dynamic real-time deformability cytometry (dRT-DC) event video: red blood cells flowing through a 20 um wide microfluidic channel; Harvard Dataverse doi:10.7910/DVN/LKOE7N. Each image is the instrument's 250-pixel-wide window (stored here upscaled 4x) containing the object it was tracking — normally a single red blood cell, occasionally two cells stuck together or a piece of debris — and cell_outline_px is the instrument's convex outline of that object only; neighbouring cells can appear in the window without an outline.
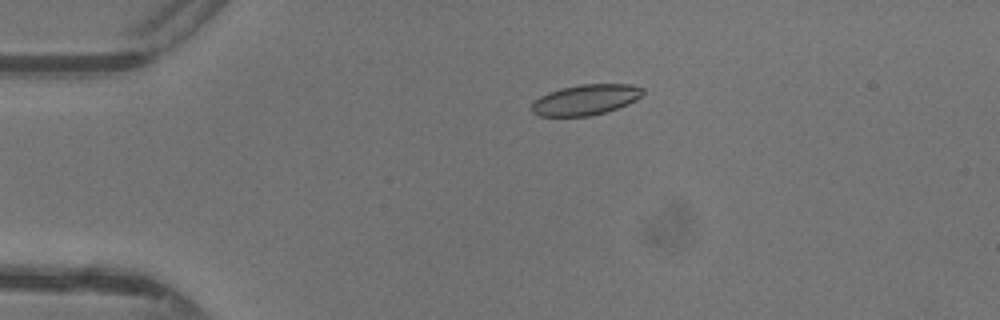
{"species": "common noctule bat (a hibernating species)", "species_latin": "Nyctalus noctula", "temperature_condition": "warm", "stored_images_in_passage": 38, "camera_frame_rate_fps": 3000, "um_per_image_px": 0.085, "animal": {"sex": "female"}, "frame": {"image": 1, "passage_image": 1, "time_ms": 0.0, "image_size_px": [1000, 320], "cell_outline_px": [[644, 92], [636, 100], [628, 104], [604, 112], [588, 116], [540, 116], [532, 112], [532, 104], [540, 96], [548, 92], [560, 88], [580, 84], [632, 84], [644, 88]], "centroid_in_image_um": [49.79, 8.46], "position_along_channel_um": 35.2, "area_um2": 19.71}}
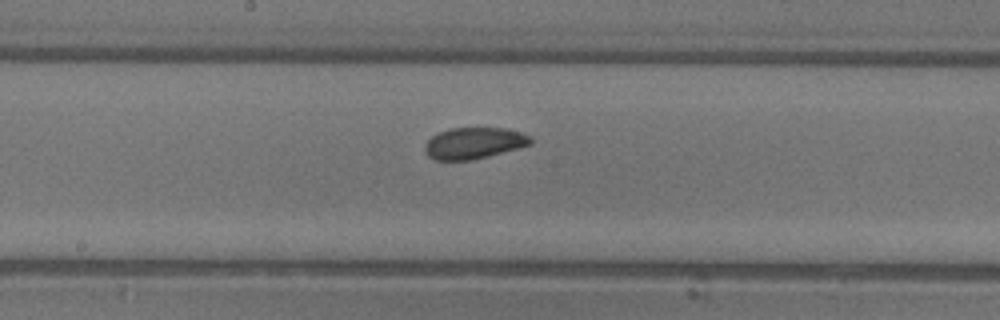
{"frame": {"image": 2, "passage_image": 16, "time_ms": 5.0, "image_size_px": [1000, 320], "cell_outline_px": [[532, 144], [520, 148], [472, 160], [436, 160], [428, 156], [424, 152], [424, 144], [432, 136], [448, 128], [504, 128], [520, 132], [532, 136]], "centroid_in_image_um": [40.29, 12.17], "position_along_channel_um": 207.9, "area_um2": 19.48}}
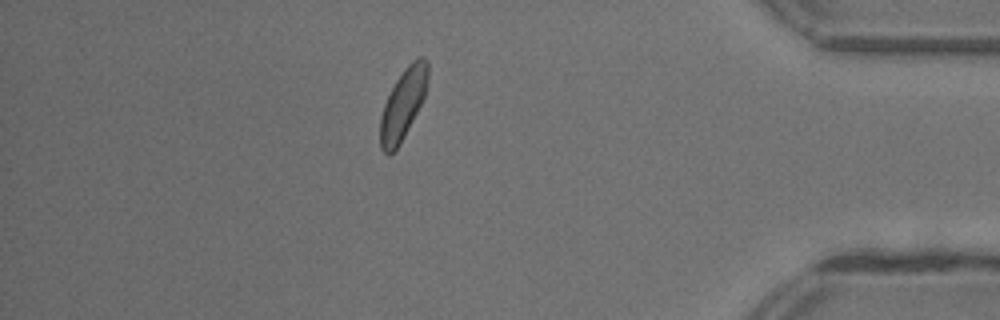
{"frame": {"image": 3, "passage_image": 32, "time_ms": 10.333, "image_size_px": [1000, 320], "cell_outline_px": [[428, 80], [424, 96], [400, 144], [388, 156], [380, 148], [380, 116], [384, 104], [396, 80], [404, 68], [416, 56], [424, 56], [428, 64]], "centroid_in_image_um": [34.25, 8.82], "position_along_channel_um": 401.0, "area_um2": 19.36}, "authors_computed_cell_mechanics": {"area_um2": 19.7098, "velocity_mm_per_s": 4.364, "shape_relaxation_time_tau1_ms": null, "shape_relaxation_time_tau2_ms": 1.9896, "deformation_change_tau1": null, "deformation_change_tau2": 0.0665}}